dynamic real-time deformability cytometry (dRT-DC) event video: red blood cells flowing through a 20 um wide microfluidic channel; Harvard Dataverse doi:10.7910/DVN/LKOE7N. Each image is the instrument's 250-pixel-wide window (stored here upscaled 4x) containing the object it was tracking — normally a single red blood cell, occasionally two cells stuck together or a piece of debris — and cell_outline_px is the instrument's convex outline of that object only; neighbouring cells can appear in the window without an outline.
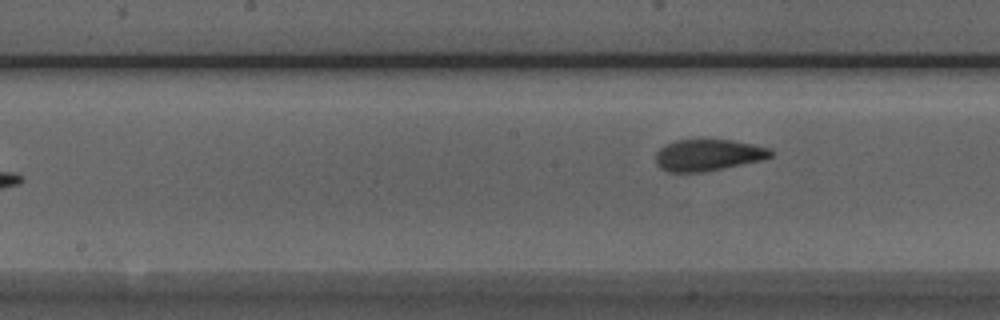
{"species": "Egyptian fruit bat (a non-hibernating species)", "species_latin": "Rousettus aegyptiacus", "temperature_condition": "room temperature", "stored_images_in_passage": 8, "camera_frame_rate_fps": 3000, "um_per_image_px": 0.085, "animal": {"sex": "male"}, "frame": {"image": 1, "passage_image": 8, "time_ms": 2.333, "image_size_px": [1000, 320], "cell_outline_px": [[776, 152], [772, 156], [764, 160], [704, 172], [668, 172], [660, 168], [656, 164], [656, 152], [660, 148], [676, 140], [732, 140], [772, 148]], "centroid_in_image_um": [60.24, 13.19], "position_along_channel_um": 188.0, "area_um2": 21.33}}